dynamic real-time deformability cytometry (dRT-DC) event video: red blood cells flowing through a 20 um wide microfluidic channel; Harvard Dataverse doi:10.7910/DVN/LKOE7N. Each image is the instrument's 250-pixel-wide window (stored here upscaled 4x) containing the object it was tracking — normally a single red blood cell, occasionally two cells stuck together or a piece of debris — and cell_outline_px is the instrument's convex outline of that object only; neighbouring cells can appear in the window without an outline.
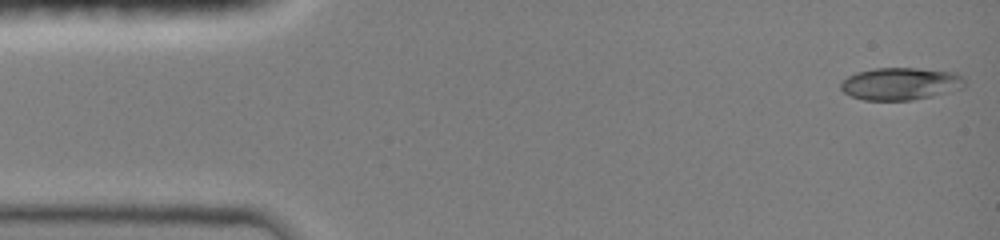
{"species": "common noctule bat (a hibernating species)", "species_latin": "Nyctalus noctula", "temperature_condition": "room temperature", "stored_images_in_passage": 46, "camera_frame_rate_fps": 3000, "um_per_image_px": 0.085, "animal": {"sex": "female", "body_mass_g": 19.0, "forearm_length_mm": 51.5}, "frame": {"image": 1, "passage_image": 1, "time_ms": 0.0, "image_size_px": [1000, 240], "cell_outline_px": [[964, 88], [932, 96], [912, 100], [864, 100], [852, 96], [844, 92], [840, 88], [840, 84], [848, 76], [856, 72], [872, 68], [916, 68], [956, 72], [964, 80]], "centroid_in_image_um": [76.54, 7.11], "position_along_channel_um": 8.5, "area_um2": 23.41}}
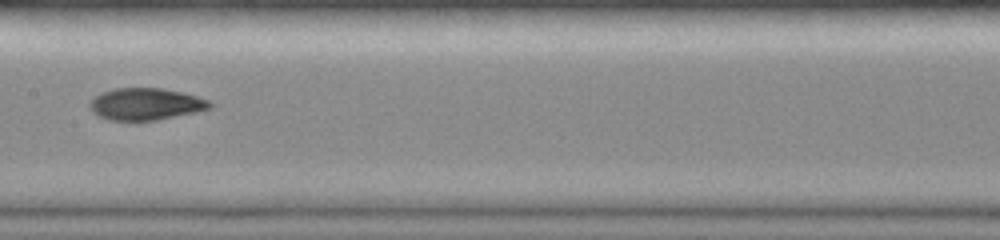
{"frame": {"image": 2, "passage_image": 23, "time_ms": 7.333, "image_size_px": [1000, 240], "cell_outline_px": [[212, 108], [196, 112], [156, 120], [108, 120], [96, 116], [92, 112], [88, 104], [100, 92], [112, 88], [164, 88], [196, 96], [208, 100], [212, 104]], "centroid_in_image_um": [12.35, 8.84], "position_along_channel_um": 195.1, "area_um2": 22.43}}
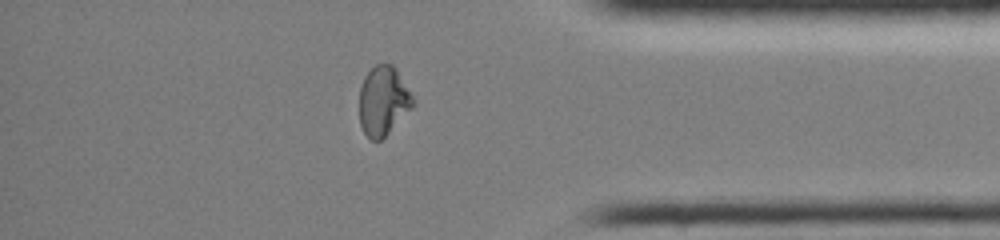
{"frame": {"image": 3, "passage_image": 39, "time_ms": 12.667, "image_size_px": [1000, 240], "cell_outline_px": [[416, 100], [412, 108], [380, 140], [372, 140], [364, 132], [360, 124], [360, 88], [364, 76], [376, 64], [392, 64], [396, 68]], "centroid_in_image_um": [32.59, 8.54], "position_along_channel_um": 402.6, "area_um2": 21.44}, "authors_computed_cell_mechanics": {"area_um2": 22.5131, "velocity_mm_per_s": 4.0843, "shape_relaxation_time_tau1_ms": null, "shape_relaxation_time_tau2_ms": 1.6925, "deformation_change_tau1": null, "deformation_change_tau2": 0.0518}}